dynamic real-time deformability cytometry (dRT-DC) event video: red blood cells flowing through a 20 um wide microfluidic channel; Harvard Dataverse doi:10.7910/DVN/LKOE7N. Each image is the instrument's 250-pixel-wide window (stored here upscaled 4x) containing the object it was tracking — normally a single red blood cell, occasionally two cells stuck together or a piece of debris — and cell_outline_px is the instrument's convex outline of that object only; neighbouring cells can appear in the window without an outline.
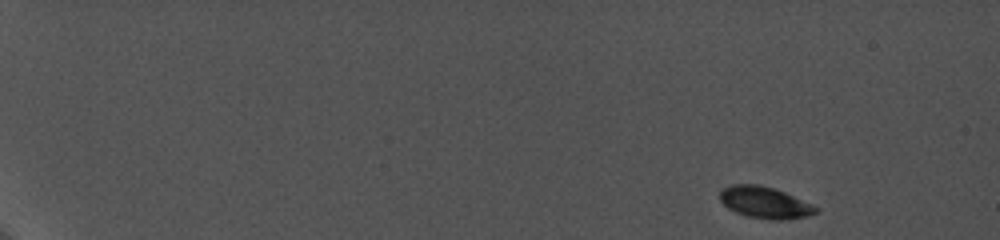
{"species": "common noctule bat (a hibernating species)", "species_latin": "Nyctalus noctula", "temperature_condition": "cold", "stored_images_in_passage": 57, "camera_frame_rate_fps": 5000, "um_per_image_px": 0.085, "animal": {"sex": "female", "body_mass_g": 19.0, "forearm_length_mm": 56.7}, "frame": {"image": 1, "passage_image": 1, "time_ms": 0.0, "image_size_px": [1000, 240], "cell_outline_px": [[820, 212], [808, 216], [788, 220], [768, 220], [744, 216], [728, 208], [720, 200], [720, 192], [724, 188], [732, 184], [756, 184], [772, 188], [784, 192], [812, 204], [820, 208]], "centroid_in_image_um": [65.05, 17.24], "position_along_channel_um": 20.0, "area_um2": 17.86}}
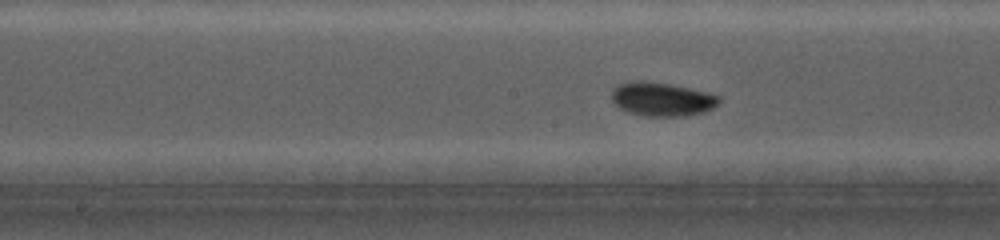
{"frame": {"image": 2, "passage_image": 34, "time_ms": 9.6, "image_size_px": [1000, 240], "cell_outline_px": [[720, 100], [712, 108], [704, 112], [684, 116], [644, 116], [628, 112], [620, 108], [612, 100], [612, 88], [616, 84], [628, 80], [640, 80], [668, 84], [688, 88], [720, 96]], "centroid_in_image_um": [56.19, 8.42], "position_along_channel_um": 192.0, "area_um2": 21.1}}
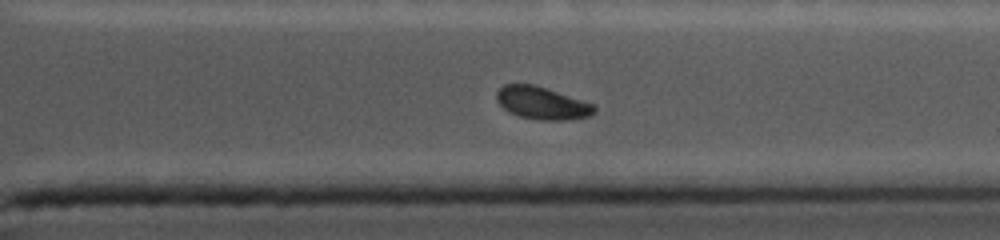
{"frame": {"image": 3, "passage_image": 52, "time_ms": 14.2, "image_size_px": [1000, 240], "cell_outline_px": [[596, 112], [588, 116], [568, 120], [540, 120], [520, 116], [504, 108], [496, 100], [496, 92], [504, 84], [536, 84], [592, 104], [596, 108]], "centroid_in_image_um": [46.06, 8.75], "position_along_channel_um": 365.3, "area_um2": 18.32}}